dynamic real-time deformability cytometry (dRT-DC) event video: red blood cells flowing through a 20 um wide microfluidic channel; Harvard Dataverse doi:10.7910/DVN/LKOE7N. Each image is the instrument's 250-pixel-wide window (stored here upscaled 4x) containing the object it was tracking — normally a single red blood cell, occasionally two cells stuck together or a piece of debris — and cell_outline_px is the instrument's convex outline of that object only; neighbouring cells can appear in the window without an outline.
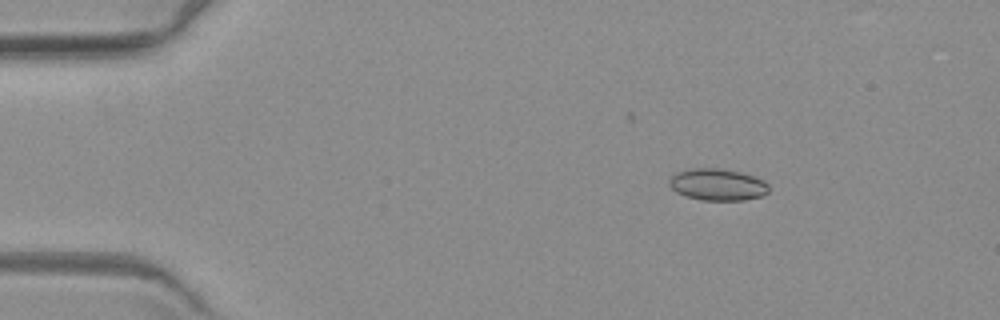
{"species": "common noctule bat (a hibernating species)", "species_latin": "Nyctalus noctula", "temperature_condition": "warm", "stored_images_in_passage": 5, "camera_frame_rate_fps": 3000, "um_per_image_px": 0.085, "animal": {"sex": "female", "body_mass_g": 19.3, "forearm_length_mm": 54.1}, "frame": {"image": 1, "passage_image": 2, "time_ms": 1.333, "image_size_px": [1000, 320], "cell_outline_px": [[768, 192], [764, 196], [744, 200], [700, 200], [676, 192], [668, 184], [668, 180], [676, 172], [692, 168], [720, 168], [740, 172], [764, 180], [768, 184]], "centroid_in_image_um": [60.99, 15.69], "position_along_channel_um": 24.0, "area_um2": 18.5}}
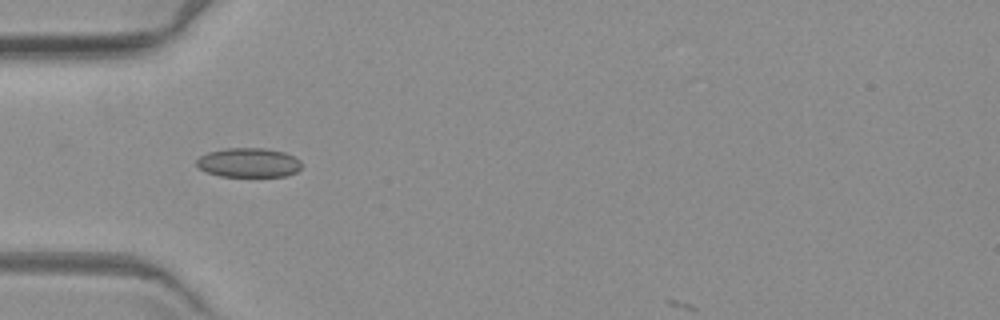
{"frame": {"image": 2, "passage_image": 4, "time_ms": 4.667, "image_size_px": [1000, 320], "cell_outline_px": [[300, 168], [296, 172], [284, 176], [220, 176], [208, 172], [200, 168], [196, 164], [196, 160], [200, 156], [208, 152], [228, 148], [264, 148], [284, 152], [300, 160]], "centroid_in_image_um": [21.12, 13.82], "position_along_channel_um": 63.9, "area_um2": 17.74}}
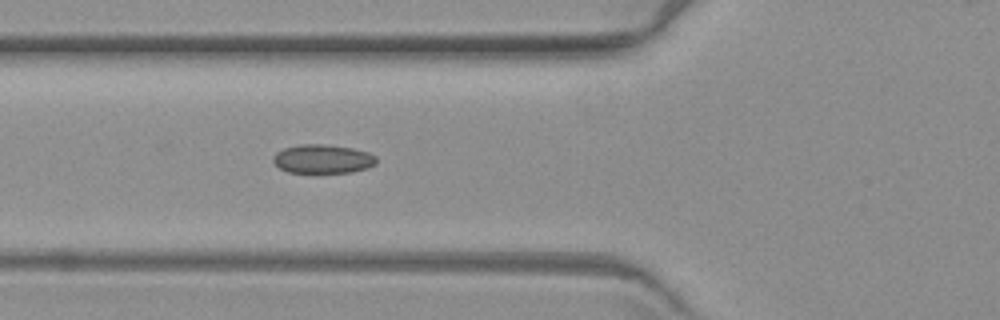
{"frame": {"image": 3, "passage_image": 5, "time_ms": 5.667, "image_size_px": [1000, 320], "cell_outline_px": [[376, 164], [368, 168], [352, 172], [288, 172], [280, 168], [272, 160], [272, 156], [276, 152], [284, 148], [300, 144], [324, 144], [352, 148], [368, 152], [376, 156]], "centroid_in_image_um": [27.43, 13.5], "position_along_channel_um": 98.4, "area_um2": 17.34}}